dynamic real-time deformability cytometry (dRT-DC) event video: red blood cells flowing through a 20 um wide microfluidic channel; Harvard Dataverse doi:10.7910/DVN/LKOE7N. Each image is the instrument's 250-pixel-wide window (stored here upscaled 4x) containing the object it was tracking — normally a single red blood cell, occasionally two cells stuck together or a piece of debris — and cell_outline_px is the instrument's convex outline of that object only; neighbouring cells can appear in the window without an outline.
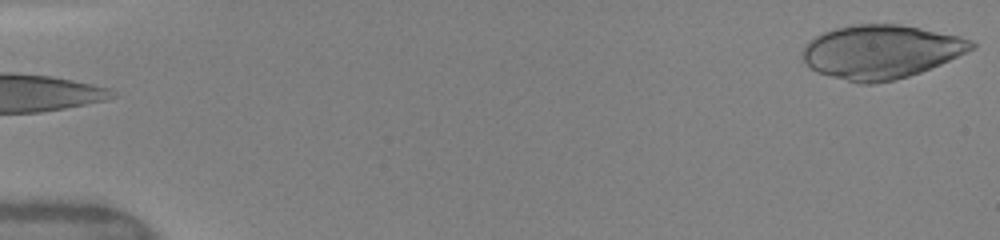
{"species": "human", "species_latin": "Homo sapiens", "temperature_condition": "warm", "stored_images_in_passage": 11, "camera_frame_rate_fps": 3000, "um_per_image_px": 0.085, "donor": {"sex": "female"}, "frame": {"image": 1, "passage_image": 1, "time_ms": 0.0, "image_size_px": [1000, 240], "cell_outline_px": [[976, 48], [940, 64], [920, 72], [908, 76], [892, 80], [872, 84], [860, 84], [816, 72], [804, 60], [804, 48], [816, 36], [824, 32], [836, 28], [856, 24], [900, 24], [960, 36], [972, 40], [976, 44]], "centroid_in_image_um": [74.93, 4.4], "position_along_channel_um": 10.1, "area_um2": 52.37}}